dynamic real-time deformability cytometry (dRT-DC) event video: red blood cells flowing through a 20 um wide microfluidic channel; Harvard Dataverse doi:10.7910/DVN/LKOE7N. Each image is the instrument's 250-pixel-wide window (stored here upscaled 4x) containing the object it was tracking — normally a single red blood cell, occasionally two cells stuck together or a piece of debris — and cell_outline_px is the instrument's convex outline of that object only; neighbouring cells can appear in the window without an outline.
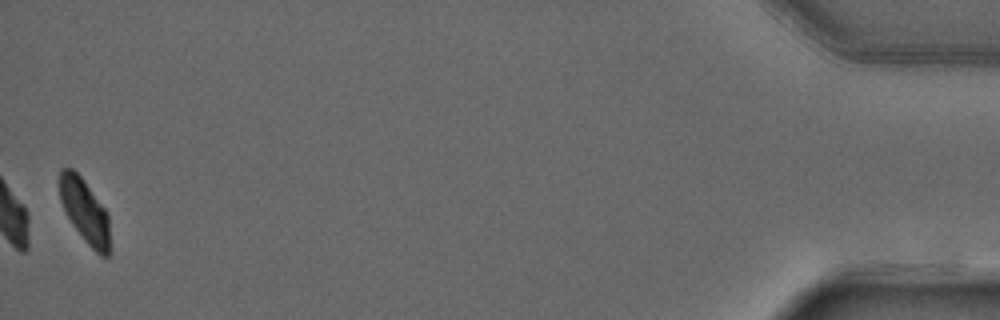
{"species": "common noctule bat (a hibernating species)", "species_latin": "Nyctalus noctula", "temperature_condition": "warm", "stored_images_in_passage": 41, "camera_frame_rate_fps": 3000, "um_per_image_px": 0.085, "animal": {"sex": "male", "forearm_length_mm": 52.5}, "frame": {"image": 1, "passage_image": 41, "time_ms": 13.333, "image_size_px": [1000, 320], "cell_outline_px": [[112, 252], [108, 256], [100, 256], [84, 240], [72, 224], [60, 200], [56, 180], [60, 168], [72, 168], [84, 180], [104, 208], [108, 216], [112, 248]], "centroid_in_image_um": [7.2, 17.94], "position_along_channel_um": 428.0, "area_um2": 19.25}}